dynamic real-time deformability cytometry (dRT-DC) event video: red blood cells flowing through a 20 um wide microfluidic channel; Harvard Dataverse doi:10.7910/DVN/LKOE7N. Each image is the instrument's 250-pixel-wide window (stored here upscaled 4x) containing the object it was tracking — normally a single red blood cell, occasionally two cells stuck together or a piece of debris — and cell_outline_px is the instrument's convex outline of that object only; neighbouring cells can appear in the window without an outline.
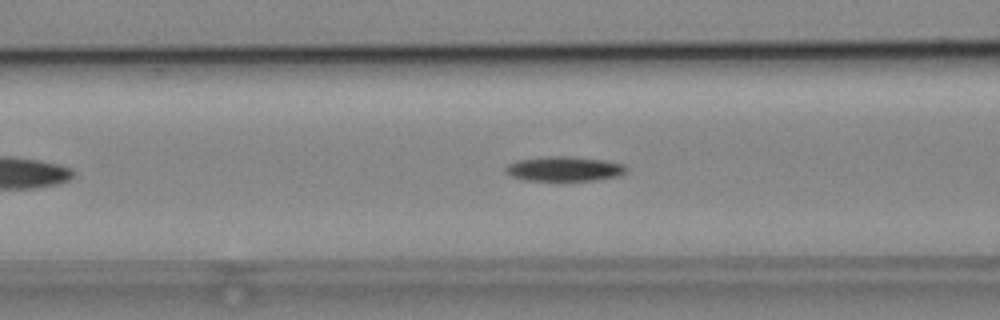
{"species": "common noctule bat (a hibernating species)", "species_latin": "Nyctalus noctula", "temperature_condition": "cold", "stored_images_in_passage": 37, "camera_frame_rate_fps": 3000, "um_per_image_px": 0.085, "animal": {"sex": "male", "body_mass_g": 19.2, "forearm_length_mm": 51.8}, "frame": {"image": 1, "passage_image": 13, "time_ms": 4.0, "image_size_px": [1000, 320], "cell_outline_px": [[628, 172], [616, 176], [592, 180], [524, 180], [512, 176], [504, 172], [504, 168], [508, 164], [516, 160], [548, 156], [572, 156], [604, 160], [624, 164], [628, 168]], "centroid_in_image_um": [47.95, 14.34], "position_along_channel_um": 118.7, "area_um2": 17.4}}
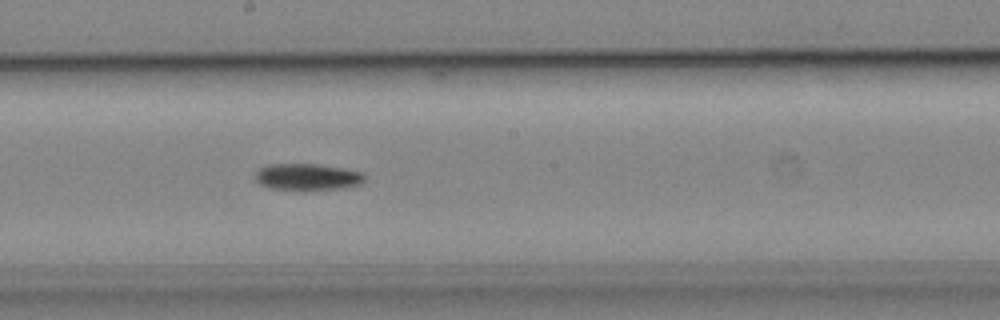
{"frame": {"image": 2, "passage_image": 21, "time_ms": 6.667, "image_size_px": [1000, 320], "cell_outline_px": [[364, 180], [356, 184], [336, 188], [272, 188], [260, 184], [256, 180], [256, 172], [260, 168], [268, 164], [316, 164], [344, 168], [364, 172]], "centroid_in_image_um": [26.11, 14.99], "position_along_channel_um": 222.1, "area_um2": 16.18}}
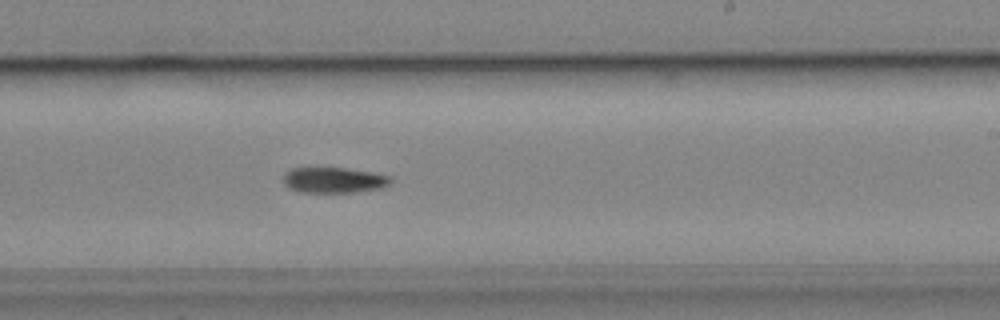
{"frame": {"image": 3, "passage_image": 24, "time_ms": 7.667, "image_size_px": [1000, 320], "cell_outline_px": [[392, 180], [388, 184], [380, 188], [352, 192], [300, 192], [288, 188], [284, 184], [284, 172], [292, 168], [344, 168], [372, 172], [388, 176]], "centroid_in_image_um": [28.32, 15.3], "position_along_channel_um": 260.7, "area_um2": 15.84}, "authors_computed_cell_mechanics": {"area_um2": 16.7042, "velocity_mm_per_s": 3.8653, "shape_relaxation_time_tau1_ms": 6.7982, "shape_relaxation_time_tau2_ms": null, "deformation_change_tau1": 0.1534, "deformation_change_tau2": null}}